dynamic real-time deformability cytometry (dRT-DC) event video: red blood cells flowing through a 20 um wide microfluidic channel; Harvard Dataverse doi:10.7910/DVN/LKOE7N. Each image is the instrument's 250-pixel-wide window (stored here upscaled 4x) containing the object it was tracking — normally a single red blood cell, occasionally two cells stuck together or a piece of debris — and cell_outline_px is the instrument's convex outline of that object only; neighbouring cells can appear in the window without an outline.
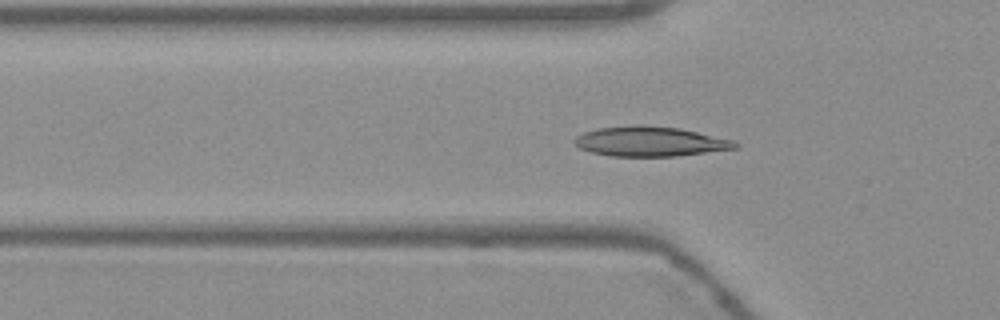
{"species": "Egyptian fruit bat (a non-hibernating species)", "species_latin": "Rousettus aegyptiacus", "temperature_condition": "warm", "stored_images_in_passage": 42, "camera_frame_rate_fps": 3000, "um_per_image_px": 0.085, "frame": {"image": 1, "passage_image": 17, "time_ms": 5.333, "image_size_px": [1000, 320], "cell_outline_px": [[740, 148], [676, 156], [612, 156], [592, 152], [580, 148], [572, 140], [576, 136], [584, 132], [596, 128], [632, 124], [644, 124], [680, 128], [736, 140], [740, 144]], "centroid_in_image_um": [55.31, 12.01], "position_along_channel_um": 70.5, "area_um2": 28.38}}
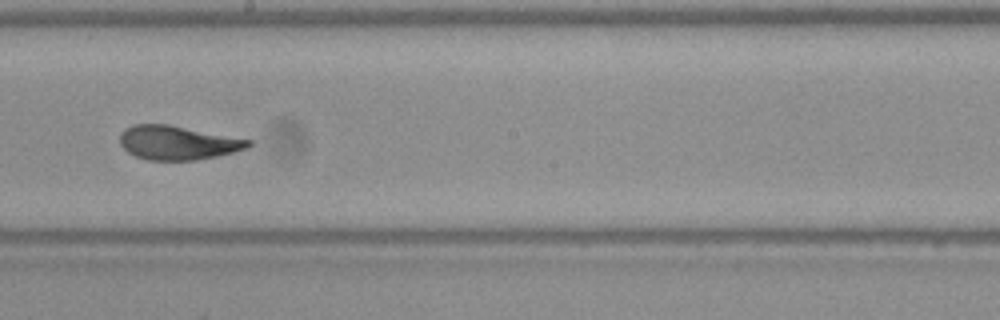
{"frame": {"image": 2, "passage_image": 30, "time_ms": 9.667, "image_size_px": [1000, 320], "cell_outline_px": [[252, 144], [248, 148], [216, 156], [196, 160], [148, 160], [136, 156], [128, 152], [120, 144], [120, 132], [124, 128], [132, 124], [168, 124], [252, 140]], "centroid_in_image_um": [15.08, 12.12], "position_along_channel_um": 233.1, "area_um2": 25.43}}
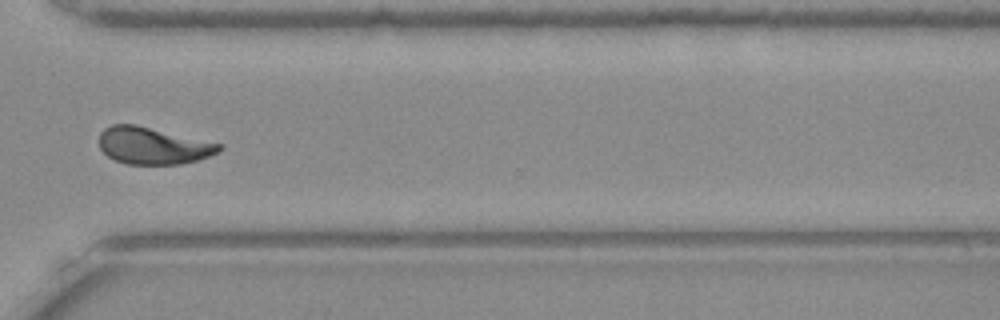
{"frame": {"image": 3, "passage_image": 40, "time_ms": 13.0, "image_size_px": [1000, 320], "cell_outline_px": [[224, 148], [208, 156], [196, 160], [180, 164], [128, 164], [116, 160], [108, 156], [100, 148], [100, 132], [104, 128], [112, 124], [136, 124], [224, 144]], "centroid_in_image_um": [13.02, 12.37], "position_along_channel_um": 357.6, "area_um2": 25.84}, "authors_computed_cell_mechanics": {"area_um2": 25.8077, "velocity_mm_per_s": 3.7322, "shape_relaxation_time_tau1_ms": 6.7611, "shape_relaxation_time_tau2_ms": 0.7945, "deformation_change_tau1": 0.186, "deformation_change_tau2": 0.0501}}